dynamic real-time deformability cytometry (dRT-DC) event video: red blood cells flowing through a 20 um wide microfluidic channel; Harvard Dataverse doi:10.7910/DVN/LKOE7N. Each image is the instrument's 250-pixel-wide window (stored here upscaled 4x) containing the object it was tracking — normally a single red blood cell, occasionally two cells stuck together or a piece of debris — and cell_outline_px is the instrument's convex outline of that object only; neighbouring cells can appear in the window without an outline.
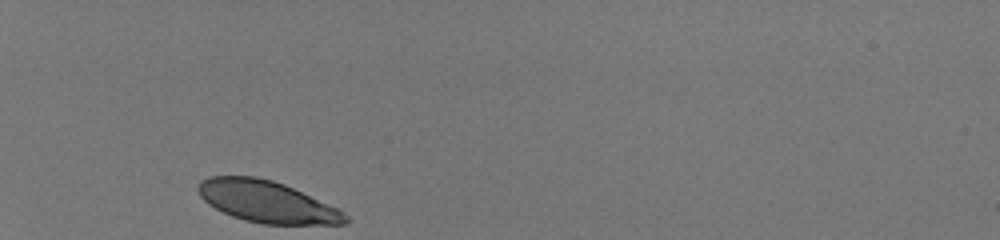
{"species": "human", "species_latin": "Homo sapiens", "temperature_condition": "room temperature", "stored_images_in_passage": 29, "camera_frame_rate_fps": 3000, "um_per_image_px": 0.085, "donor": {"sex": "male"}, "frame": {"image": 1, "passage_image": 1, "time_ms": 0.0, "image_size_px": [1000, 240], "cell_outline_px": [[348, 224], [260, 224], [244, 220], [232, 216], [208, 204], [200, 196], [196, 188], [200, 180], [208, 176], [256, 176], [272, 180], [284, 184], [336, 208], [344, 212], [348, 216]], "centroid_in_image_um": [22.64, 17.14], "position_along_channel_um": 62.4, "area_um2": 35.55}}
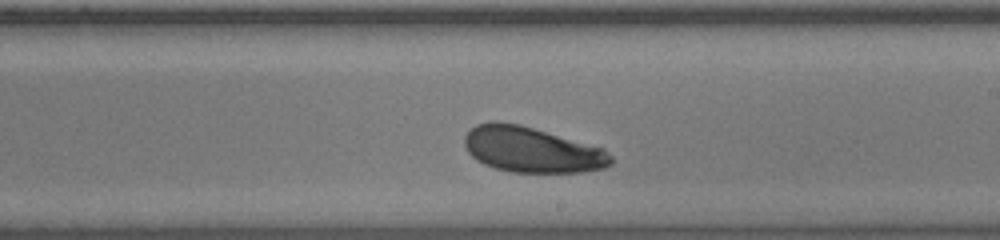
{"frame": {"image": 2, "passage_image": 17, "time_ms": 5.333, "image_size_px": [1000, 240], "cell_outline_px": [[612, 164], [604, 168], [580, 172], [512, 172], [496, 168], [484, 164], [476, 160], [468, 152], [464, 144], [464, 136], [476, 124], [492, 120], [496, 120], [520, 124], [604, 148], [612, 156]], "centroid_in_image_um": [45.19, 12.71], "position_along_channel_um": 243.8, "area_um2": 38.96}}
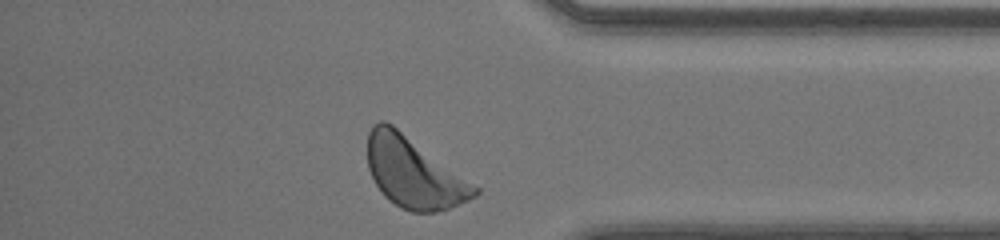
{"frame": {"image": 3, "passage_image": 29, "time_ms": 9.333, "image_size_px": [1000, 240], "cell_outline_px": [[480, 192], [476, 196], [468, 200], [448, 208], [432, 212], [412, 212], [400, 208], [388, 200], [384, 196], [376, 184], [368, 168], [368, 132], [372, 124], [380, 120], [384, 120], [392, 124], [480, 188]], "centroid_in_image_um": [35.15, 14.67], "position_along_channel_um": 400.0, "area_um2": 43.75}, "authors_computed_cell_mechanics": {"area_um2": 39.1884, "velocity_mm_per_s": 4.0414, "shape_relaxation_time_tau1_ms": 2.0583, "shape_relaxation_time_tau2_ms": null, "deformation_change_tau1": 0.1071, "deformation_change_tau2": null}}